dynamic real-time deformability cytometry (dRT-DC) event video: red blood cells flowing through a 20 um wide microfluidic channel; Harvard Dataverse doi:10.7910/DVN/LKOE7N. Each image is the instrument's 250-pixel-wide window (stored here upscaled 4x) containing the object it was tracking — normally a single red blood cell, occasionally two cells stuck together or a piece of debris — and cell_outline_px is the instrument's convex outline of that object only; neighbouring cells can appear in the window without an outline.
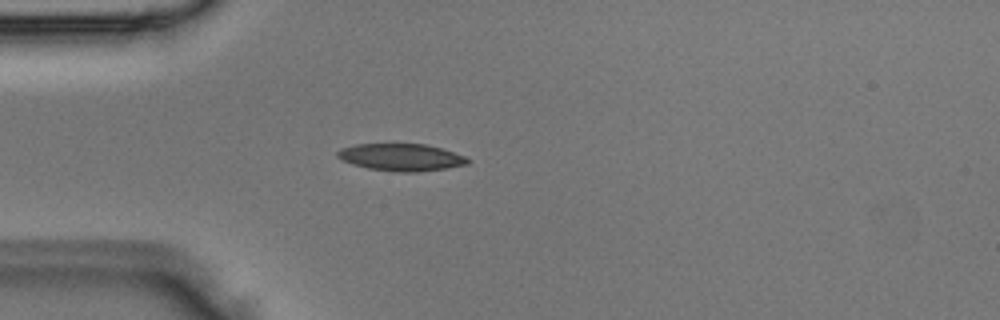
{"species": "Egyptian fruit bat (a non-hibernating species)", "species_latin": "Rousettus aegyptiacus", "temperature_condition": "room temperature", "stored_images_in_passage": 3, "camera_frame_rate_fps": 3000, "um_per_image_px": 0.085, "animal": {"sex": "male"}, "frame": {"image": 1, "passage_image": 3, "time_ms": 0.667, "image_size_px": [1000, 320], "cell_outline_px": [[468, 164], [444, 168], [416, 172], [396, 172], [368, 168], [352, 164], [336, 156], [336, 152], [340, 148], [356, 144], [424, 144], [440, 148], [464, 156], [468, 160]], "centroid_in_image_um": [34.04, 13.36], "position_along_channel_um": 51.0, "area_um2": 20.35}}